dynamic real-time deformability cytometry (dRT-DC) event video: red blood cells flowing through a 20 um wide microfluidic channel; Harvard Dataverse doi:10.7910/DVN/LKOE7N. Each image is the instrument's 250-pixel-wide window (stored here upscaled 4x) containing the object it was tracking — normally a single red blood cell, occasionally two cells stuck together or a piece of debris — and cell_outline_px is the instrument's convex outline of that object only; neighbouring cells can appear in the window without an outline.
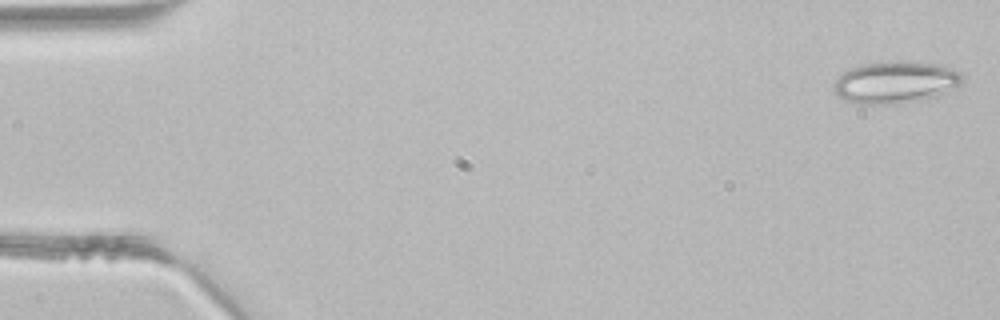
{"species": "common noctule bat (a hibernating species)", "species_latin": "Nyctalus noctula", "temperature_condition": "room temperature", "stored_images_in_passage": 4, "camera_frame_rate_fps": 3000, "um_per_image_px": 0.085, "animal": {"sex": "male", "body_mass_g": 21.5, "forearm_length_mm": 52.0}, "frame": {"image": 1, "passage_image": 1, "time_ms": 0.0, "image_size_px": [1000, 320], "cell_outline_px": [[964, 76], [948, 92], [936, 96], [920, 100], [896, 104], [856, 104], [844, 100], [832, 88], [832, 84], [844, 72], [860, 64], [896, 60], [916, 60], [940, 64], [960, 72]], "centroid_in_image_um": [76.1, 6.97], "position_along_channel_um": 8.9, "area_um2": 31.79}}